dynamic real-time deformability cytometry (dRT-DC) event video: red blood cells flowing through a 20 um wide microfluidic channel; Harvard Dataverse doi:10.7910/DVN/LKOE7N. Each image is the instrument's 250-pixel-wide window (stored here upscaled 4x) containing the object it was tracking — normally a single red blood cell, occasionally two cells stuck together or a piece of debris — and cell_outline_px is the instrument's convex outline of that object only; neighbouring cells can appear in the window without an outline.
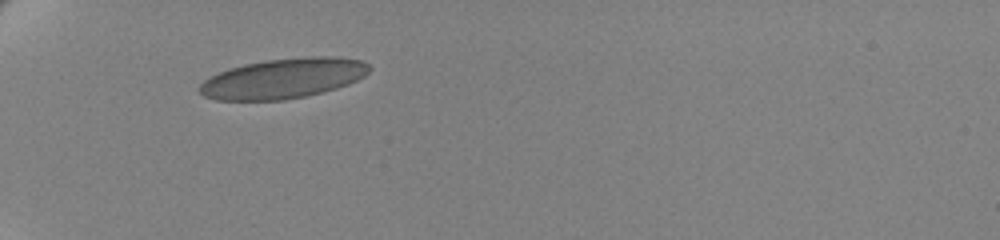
{"species": "human", "species_latin": "Homo sapiens", "temperature_condition": "cold", "stored_images_in_passage": 37, "camera_frame_rate_fps": 3000, "um_per_image_px": 0.085, "donor": {"sex": "female"}, "frame": {"image": 1, "passage_image": 1, "time_ms": 0.0, "image_size_px": [1000, 240], "cell_outline_px": [[372, 68], [364, 76], [348, 84], [336, 88], [304, 96], [284, 100], [216, 100], [204, 96], [196, 88], [204, 80], [228, 68], [244, 64], [264, 60], [308, 56], [336, 56], [360, 60], [368, 64]], "centroid_in_image_um": [24.06, 6.65], "position_along_channel_um": 60.9, "area_um2": 39.65}}
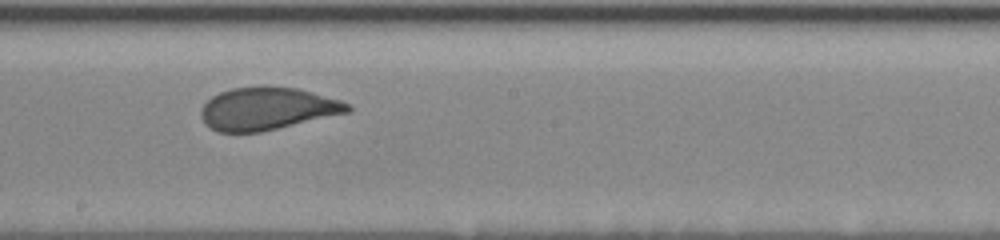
{"frame": {"image": 2, "passage_image": 17, "time_ms": 5.333, "image_size_px": [1000, 240], "cell_outline_px": [[352, 112], [260, 132], [220, 132], [204, 124], [200, 116], [200, 108], [212, 96], [220, 92], [232, 88], [296, 88], [312, 92], [340, 100], [348, 104], [352, 108]], "centroid_in_image_um": [22.72, 9.26], "position_along_channel_um": 225.5, "area_um2": 35.95}}
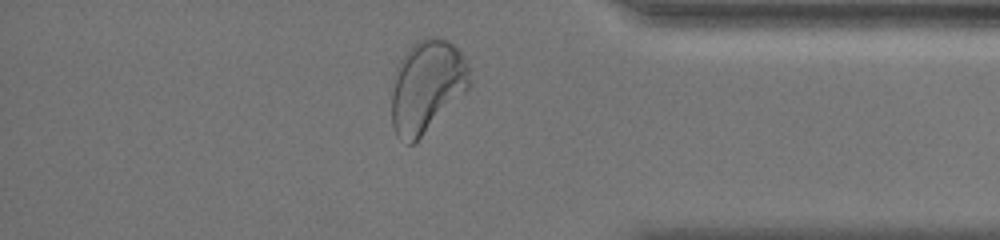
{"frame": {"image": 3, "passage_image": 33, "time_ms": 10.667, "image_size_px": [1000, 240], "cell_outline_px": [[472, 84], [412, 144], [408, 144], [396, 136], [392, 128], [392, 92], [396, 68], [400, 60], [424, 36], [432, 36], [448, 40], [460, 52], [468, 64]], "centroid_in_image_um": [36.27, 7.31], "position_along_channel_um": 398.9, "area_um2": 41.1}, "authors_computed_cell_mechanics": {"area_um2": 37.3388, "velocity_mm_per_s": 3.4273, "shape_relaxation_time_tau1_ms": 6.9332, "shape_relaxation_time_tau2_ms": null, "deformation_change_tau1": 0.1858, "deformation_change_tau2": null}}